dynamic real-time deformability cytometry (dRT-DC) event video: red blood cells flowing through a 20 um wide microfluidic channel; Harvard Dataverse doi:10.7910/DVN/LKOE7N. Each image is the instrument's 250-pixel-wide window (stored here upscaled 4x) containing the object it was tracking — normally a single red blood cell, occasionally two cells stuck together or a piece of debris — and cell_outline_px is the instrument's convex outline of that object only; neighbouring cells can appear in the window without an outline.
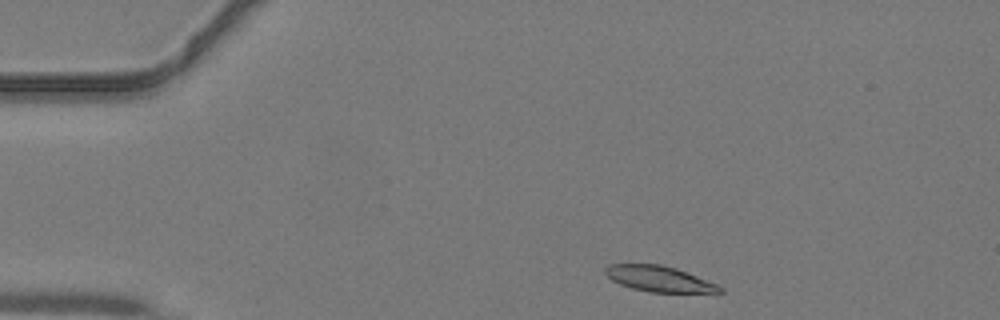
{"species": "common noctule bat (a hibernating species)", "species_latin": "Nyctalus noctula", "temperature_condition": "warm", "stored_images_in_passage": 37, "camera_frame_rate_fps": 3000, "um_per_image_px": 0.085, "animal": {"sex": "male", "body_mass_g": 19.2, "forearm_length_mm": 51.8}, "frame": {"image": 1, "passage_image": 1, "time_ms": 0.0, "image_size_px": [1000, 320], "cell_outline_px": [[724, 292], [648, 292], [632, 288], [620, 284], [612, 280], [604, 272], [604, 268], [608, 264], [660, 264], [676, 268], [688, 272], [716, 284], [724, 288]], "centroid_in_image_um": [56.01, 23.69], "position_along_channel_um": 29.0, "area_um2": 17.11}}
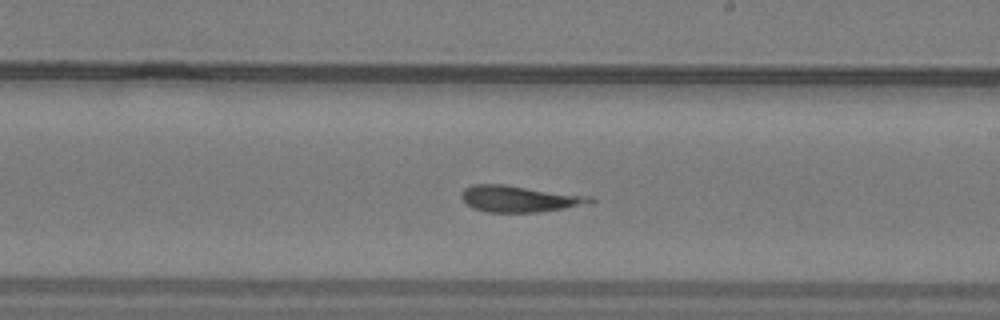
{"frame": {"image": 2, "passage_image": 19, "time_ms": 6.0, "image_size_px": [1000, 320], "cell_outline_px": [[596, 200], [592, 204], [536, 212], [488, 212], [472, 208], [460, 196], [464, 188], [472, 184], [504, 184], [592, 196]], "centroid_in_image_um": [44.19, 16.89], "position_along_channel_um": 244.8, "area_um2": 19.94}}
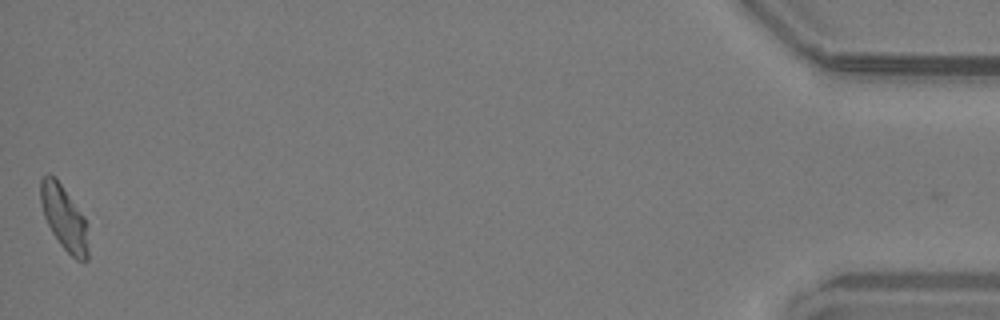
{"frame": {"image": 3, "passage_image": 37, "time_ms": 12.0, "image_size_px": [1000, 320], "cell_outline_px": [[88, 260], [76, 260], [60, 244], [52, 232], [44, 216], [40, 200], [40, 180], [48, 172], [56, 176], [84, 216], [88, 224]], "centroid_in_image_um": [5.46, 18.48], "position_along_channel_um": 429.7, "area_um2": 18.15}}